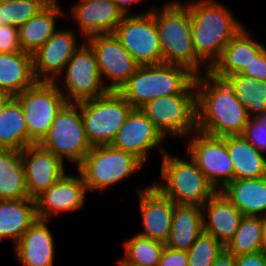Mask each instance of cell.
Instances as JSON below:
<instances>
[{
  "label": "cell",
  "mask_w": 266,
  "mask_h": 266,
  "mask_svg": "<svg viewBox=\"0 0 266 266\" xmlns=\"http://www.w3.org/2000/svg\"><path fill=\"white\" fill-rule=\"evenodd\" d=\"M24 113L29 138L39 144L48 134L57 113L67 103L55 82L36 81L14 96Z\"/></svg>",
  "instance_id": "8fae6325"
},
{
  "label": "cell",
  "mask_w": 266,
  "mask_h": 266,
  "mask_svg": "<svg viewBox=\"0 0 266 266\" xmlns=\"http://www.w3.org/2000/svg\"><path fill=\"white\" fill-rule=\"evenodd\" d=\"M76 172L78 175L65 173L35 199L37 218L49 221L55 214L75 212L84 206L87 188L80 172Z\"/></svg>",
  "instance_id": "e0dca14e"
},
{
  "label": "cell",
  "mask_w": 266,
  "mask_h": 266,
  "mask_svg": "<svg viewBox=\"0 0 266 266\" xmlns=\"http://www.w3.org/2000/svg\"><path fill=\"white\" fill-rule=\"evenodd\" d=\"M262 249L266 252V216H262Z\"/></svg>",
  "instance_id": "f6af8a7d"
},
{
  "label": "cell",
  "mask_w": 266,
  "mask_h": 266,
  "mask_svg": "<svg viewBox=\"0 0 266 266\" xmlns=\"http://www.w3.org/2000/svg\"><path fill=\"white\" fill-rule=\"evenodd\" d=\"M235 266H266V252L258 251L236 256Z\"/></svg>",
  "instance_id": "60d3db41"
},
{
  "label": "cell",
  "mask_w": 266,
  "mask_h": 266,
  "mask_svg": "<svg viewBox=\"0 0 266 266\" xmlns=\"http://www.w3.org/2000/svg\"><path fill=\"white\" fill-rule=\"evenodd\" d=\"M202 215L203 232L212 235L224 247L232 239L243 218V214L220 191L204 203Z\"/></svg>",
  "instance_id": "7402d4cb"
},
{
  "label": "cell",
  "mask_w": 266,
  "mask_h": 266,
  "mask_svg": "<svg viewBox=\"0 0 266 266\" xmlns=\"http://www.w3.org/2000/svg\"><path fill=\"white\" fill-rule=\"evenodd\" d=\"M29 198L21 151L0 149V200Z\"/></svg>",
  "instance_id": "4dcf8cb0"
},
{
  "label": "cell",
  "mask_w": 266,
  "mask_h": 266,
  "mask_svg": "<svg viewBox=\"0 0 266 266\" xmlns=\"http://www.w3.org/2000/svg\"><path fill=\"white\" fill-rule=\"evenodd\" d=\"M73 29H57L54 34L32 54L33 73L36 81L55 82L79 48Z\"/></svg>",
  "instance_id": "2e32d148"
},
{
  "label": "cell",
  "mask_w": 266,
  "mask_h": 266,
  "mask_svg": "<svg viewBox=\"0 0 266 266\" xmlns=\"http://www.w3.org/2000/svg\"><path fill=\"white\" fill-rule=\"evenodd\" d=\"M22 51L19 42V30L10 25L0 26V53Z\"/></svg>",
  "instance_id": "74e56055"
},
{
  "label": "cell",
  "mask_w": 266,
  "mask_h": 266,
  "mask_svg": "<svg viewBox=\"0 0 266 266\" xmlns=\"http://www.w3.org/2000/svg\"><path fill=\"white\" fill-rule=\"evenodd\" d=\"M125 15L113 34L139 65L163 63L153 10Z\"/></svg>",
  "instance_id": "7c38bea8"
},
{
  "label": "cell",
  "mask_w": 266,
  "mask_h": 266,
  "mask_svg": "<svg viewBox=\"0 0 266 266\" xmlns=\"http://www.w3.org/2000/svg\"><path fill=\"white\" fill-rule=\"evenodd\" d=\"M7 1H13V0H0V3H4V2H7Z\"/></svg>",
  "instance_id": "7dc6e473"
},
{
  "label": "cell",
  "mask_w": 266,
  "mask_h": 266,
  "mask_svg": "<svg viewBox=\"0 0 266 266\" xmlns=\"http://www.w3.org/2000/svg\"><path fill=\"white\" fill-rule=\"evenodd\" d=\"M202 232V207L174 203L170 234L165 246L188 251Z\"/></svg>",
  "instance_id": "484cf974"
},
{
  "label": "cell",
  "mask_w": 266,
  "mask_h": 266,
  "mask_svg": "<svg viewBox=\"0 0 266 266\" xmlns=\"http://www.w3.org/2000/svg\"><path fill=\"white\" fill-rule=\"evenodd\" d=\"M188 253L165 246L158 266H188Z\"/></svg>",
  "instance_id": "f35d334b"
},
{
  "label": "cell",
  "mask_w": 266,
  "mask_h": 266,
  "mask_svg": "<svg viewBox=\"0 0 266 266\" xmlns=\"http://www.w3.org/2000/svg\"><path fill=\"white\" fill-rule=\"evenodd\" d=\"M239 98L250 117L266 111V81L257 80L241 73L223 78Z\"/></svg>",
  "instance_id": "1f68e13d"
},
{
  "label": "cell",
  "mask_w": 266,
  "mask_h": 266,
  "mask_svg": "<svg viewBox=\"0 0 266 266\" xmlns=\"http://www.w3.org/2000/svg\"><path fill=\"white\" fill-rule=\"evenodd\" d=\"M225 251V247L212 235L202 232L187 251L188 266H212L215 259Z\"/></svg>",
  "instance_id": "d590c367"
},
{
  "label": "cell",
  "mask_w": 266,
  "mask_h": 266,
  "mask_svg": "<svg viewBox=\"0 0 266 266\" xmlns=\"http://www.w3.org/2000/svg\"><path fill=\"white\" fill-rule=\"evenodd\" d=\"M195 87L197 131L215 137L241 135L250 115L228 83L207 71L195 77Z\"/></svg>",
  "instance_id": "6da1fadb"
},
{
  "label": "cell",
  "mask_w": 266,
  "mask_h": 266,
  "mask_svg": "<svg viewBox=\"0 0 266 266\" xmlns=\"http://www.w3.org/2000/svg\"><path fill=\"white\" fill-rule=\"evenodd\" d=\"M141 211L143 231L139 235L166 244L173 218L174 202L155 185L136 188Z\"/></svg>",
  "instance_id": "d6986e66"
},
{
  "label": "cell",
  "mask_w": 266,
  "mask_h": 266,
  "mask_svg": "<svg viewBox=\"0 0 266 266\" xmlns=\"http://www.w3.org/2000/svg\"><path fill=\"white\" fill-rule=\"evenodd\" d=\"M71 10L85 40L94 35L113 34L125 16L113 0H79Z\"/></svg>",
  "instance_id": "ffe728a7"
},
{
  "label": "cell",
  "mask_w": 266,
  "mask_h": 266,
  "mask_svg": "<svg viewBox=\"0 0 266 266\" xmlns=\"http://www.w3.org/2000/svg\"><path fill=\"white\" fill-rule=\"evenodd\" d=\"M34 144L28 136L21 105L12 97L0 111V149L22 151Z\"/></svg>",
  "instance_id": "f546056e"
},
{
  "label": "cell",
  "mask_w": 266,
  "mask_h": 266,
  "mask_svg": "<svg viewBox=\"0 0 266 266\" xmlns=\"http://www.w3.org/2000/svg\"><path fill=\"white\" fill-rule=\"evenodd\" d=\"M77 104L92 147L111 145L117 131L133 109L118 91H108L101 97Z\"/></svg>",
  "instance_id": "ba28073f"
},
{
  "label": "cell",
  "mask_w": 266,
  "mask_h": 266,
  "mask_svg": "<svg viewBox=\"0 0 266 266\" xmlns=\"http://www.w3.org/2000/svg\"><path fill=\"white\" fill-rule=\"evenodd\" d=\"M86 42L94 50L102 82L109 91H118L140 66L114 34L94 35ZM106 79L109 82H104Z\"/></svg>",
  "instance_id": "5bb4252c"
},
{
  "label": "cell",
  "mask_w": 266,
  "mask_h": 266,
  "mask_svg": "<svg viewBox=\"0 0 266 266\" xmlns=\"http://www.w3.org/2000/svg\"><path fill=\"white\" fill-rule=\"evenodd\" d=\"M140 109L165 138L186 139L197 131L195 80L182 93L158 97Z\"/></svg>",
  "instance_id": "52a82bcc"
},
{
  "label": "cell",
  "mask_w": 266,
  "mask_h": 266,
  "mask_svg": "<svg viewBox=\"0 0 266 266\" xmlns=\"http://www.w3.org/2000/svg\"><path fill=\"white\" fill-rule=\"evenodd\" d=\"M115 4L123 11L125 15H129L131 5L141 2L142 0H113Z\"/></svg>",
  "instance_id": "7bdbcfd3"
},
{
  "label": "cell",
  "mask_w": 266,
  "mask_h": 266,
  "mask_svg": "<svg viewBox=\"0 0 266 266\" xmlns=\"http://www.w3.org/2000/svg\"><path fill=\"white\" fill-rule=\"evenodd\" d=\"M163 63L181 65L196 75V53L193 47L188 8L177 0L153 10Z\"/></svg>",
  "instance_id": "5b68a950"
},
{
  "label": "cell",
  "mask_w": 266,
  "mask_h": 266,
  "mask_svg": "<svg viewBox=\"0 0 266 266\" xmlns=\"http://www.w3.org/2000/svg\"><path fill=\"white\" fill-rule=\"evenodd\" d=\"M37 219L34 199L0 200V241L9 238L15 245Z\"/></svg>",
  "instance_id": "4316f807"
},
{
  "label": "cell",
  "mask_w": 266,
  "mask_h": 266,
  "mask_svg": "<svg viewBox=\"0 0 266 266\" xmlns=\"http://www.w3.org/2000/svg\"><path fill=\"white\" fill-rule=\"evenodd\" d=\"M185 6L190 16L197 76L209 71L218 61L243 23L231 14L227 6L216 0H192Z\"/></svg>",
  "instance_id": "7a4b0ae2"
},
{
  "label": "cell",
  "mask_w": 266,
  "mask_h": 266,
  "mask_svg": "<svg viewBox=\"0 0 266 266\" xmlns=\"http://www.w3.org/2000/svg\"><path fill=\"white\" fill-rule=\"evenodd\" d=\"M145 164L129 152L111 145L93 146L77 167L88 192L103 193L110 186L138 173Z\"/></svg>",
  "instance_id": "8992f818"
},
{
  "label": "cell",
  "mask_w": 266,
  "mask_h": 266,
  "mask_svg": "<svg viewBox=\"0 0 266 266\" xmlns=\"http://www.w3.org/2000/svg\"><path fill=\"white\" fill-rule=\"evenodd\" d=\"M61 76L63 81L61 77L55 83L67 103L77 104L92 100L109 91L102 82L94 50L86 41H83L68 60Z\"/></svg>",
  "instance_id": "30bf717a"
},
{
  "label": "cell",
  "mask_w": 266,
  "mask_h": 266,
  "mask_svg": "<svg viewBox=\"0 0 266 266\" xmlns=\"http://www.w3.org/2000/svg\"><path fill=\"white\" fill-rule=\"evenodd\" d=\"M195 77L181 65H140L118 92L133 108H141L158 97L182 93Z\"/></svg>",
  "instance_id": "3957f363"
},
{
  "label": "cell",
  "mask_w": 266,
  "mask_h": 266,
  "mask_svg": "<svg viewBox=\"0 0 266 266\" xmlns=\"http://www.w3.org/2000/svg\"><path fill=\"white\" fill-rule=\"evenodd\" d=\"M226 145L234 168V179L266 177V157L242 135L226 136Z\"/></svg>",
  "instance_id": "f1b7e54d"
},
{
  "label": "cell",
  "mask_w": 266,
  "mask_h": 266,
  "mask_svg": "<svg viewBox=\"0 0 266 266\" xmlns=\"http://www.w3.org/2000/svg\"><path fill=\"white\" fill-rule=\"evenodd\" d=\"M164 139L146 114L140 108H133L111 146L133 154L145 164L150 150L158 148L162 155L167 151L162 144Z\"/></svg>",
  "instance_id": "9a60e30c"
},
{
  "label": "cell",
  "mask_w": 266,
  "mask_h": 266,
  "mask_svg": "<svg viewBox=\"0 0 266 266\" xmlns=\"http://www.w3.org/2000/svg\"><path fill=\"white\" fill-rule=\"evenodd\" d=\"M220 192L243 216H266V177L234 179Z\"/></svg>",
  "instance_id": "cb8c5ba5"
},
{
  "label": "cell",
  "mask_w": 266,
  "mask_h": 266,
  "mask_svg": "<svg viewBox=\"0 0 266 266\" xmlns=\"http://www.w3.org/2000/svg\"><path fill=\"white\" fill-rule=\"evenodd\" d=\"M65 15L59 0H52L38 14L21 25L18 30L22 51L33 54L57 30V18L60 16L67 18Z\"/></svg>",
  "instance_id": "d4e9b609"
},
{
  "label": "cell",
  "mask_w": 266,
  "mask_h": 266,
  "mask_svg": "<svg viewBox=\"0 0 266 266\" xmlns=\"http://www.w3.org/2000/svg\"><path fill=\"white\" fill-rule=\"evenodd\" d=\"M225 251L235 257L263 251L262 217L243 216L237 231L225 246Z\"/></svg>",
  "instance_id": "836d02e7"
},
{
  "label": "cell",
  "mask_w": 266,
  "mask_h": 266,
  "mask_svg": "<svg viewBox=\"0 0 266 266\" xmlns=\"http://www.w3.org/2000/svg\"><path fill=\"white\" fill-rule=\"evenodd\" d=\"M264 44L255 41L245 26L230 40L221 57L209 70L215 77L241 73L264 49Z\"/></svg>",
  "instance_id": "603a6c76"
},
{
  "label": "cell",
  "mask_w": 266,
  "mask_h": 266,
  "mask_svg": "<svg viewBox=\"0 0 266 266\" xmlns=\"http://www.w3.org/2000/svg\"><path fill=\"white\" fill-rule=\"evenodd\" d=\"M212 266H235V256L224 251L215 259Z\"/></svg>",
  "instance_id": "b9f144b4"
},
{
  "label": "cell",
  "mask_w": 266,
  "mask_h": 266,
  "mask_svg": "<svg viewBox=\"0 0 266 266\" xmlns=\"http://www.w3.org/2000/svg\"><path fill=\"white\" fill-rule=\"evenodd\" d=\"M12 96L5 90L0 89V111L4 108V106L9 102Z\"/></svg>",
  "instance_id": "ee69618b"
},
{
  "label": "cell",
  "mask_w": 266,
  "mask_h": 266,
  "mask_svg": "<svg viewBox=\"0 0 266 266\" xmlns=\"http://www.w3.org/2000/svg\"><path fill=\"white\" fill-rule=\"evenodd\" d=\"M241 135L257 150L266 152V127L256 117H250Z\"/></svg>",
  "instance_id": "8d00e7d4"
},
{
  "label": "cell",
  "mask_w": 266,
  "mask_h": 266,
  "mask_svg": "<svg viewBox=\"0 0 266 266\" xmlns=\"http://www.w3.org/2000/svg\"><path fill=\"white\" fill-rule=\"evenodd\" d=\"M35 82L32 54L24 51L0 53V89L14 97Z\"/></svg>",
  "instance_id": "83f0119b"
},
{
  "label": "cell",
  "mask_w": 266,
  "mask_h": 266,
  "mask_svg": "<svg viewBox=\"0 0 266 266\" xmlns=\"http://www.w3.org/2000/svg\"><path fill=\"white\" fill-rule=\"evenodd\" d=\"M191 136V137H190ZM187 137L185 152L195 161L208 181L217 191L234 180V168L227 151L226 136L215 137L193 132Z\"/></svg>",
  "instance_id": "4fadbf2b"
},
{
  "label": "cell",
  "mask_w": 266,
  "mask_h": 266,
  "mask_svg": "<svg viewBox=\"0 0 266 266\" xmlns=\"http://www.w3.org/2000/svg\"><path fill=\"white\" fill-rule=\"evenodd\" d=\"M47 222L38 218L15 244L14 255L22 266H54L55 240Z\"/></svg>",
  "instance_id": "44dd1931"
},
{
  "label": "cell",
  "mask_w": 266,
  "mask_h": 266,
  "mask_svg": "<svg viewBox=\"0 0 266 266\" xmlns=\"http://www.w3.org/2000/svg\"><path fill=\"white\" fill-rule=\"evenodd\" d=\"M21 157L27 193L34 200L66 173L65 162L39 144L24 148Z\"/></svg>",
  "instance_id": "ac0fdd59"
},
{
  "label": "cell",
  "mask_w": 266,
  "mask_h": 266,
  "mask_svg": "<svg viewBox=\"0 0 266 266\" xmlns=\"http://www.w3.org/2000/svg\"><path fill=\"white\" fill-rule=\"evenodd\" d=\"M124 257L118 266H158L165 244L135 233L124 242Z\"/></svg>",
  "instance_id": "d6a6232c"
},
{
  "label": "cell",
  "mask_w": 266,
  "mask_h": 266,
  "mask_svg": "<svg viewBox=\"0 0 266 266\" xmlns=\"http://www.w3.org/2000/svg\"><path fill=\"white\" fill-rule=\"evenodd\" d=\"M256 118L260 121L262 125L266 127V111L256 116Z\"/></svg>",
  "instance_id": "bcb514c9"
},
{
  "label": "cell",
  "mask_w": 266,
  "mask_h": 266,
  "mask_svg": "<svg viewBox=\"0 0 266 266\" xmlns=\"http://www.w3.org/2000/svg\"><path fill=\"white\" fill-rule=\"evenodd\" d=\"M52 0H13L0 3V21L19 28L38 14Z\"/></svg>",
  "instance_id": "e575fe53"
},
{
  "label": "cell",
  "mask_w": 266,
  "mask_h": 266,
  "mask_svg": "<svg viewBox=\"0 0 266 266\" xmlns=\"http://www.w3.org/2000/svg\"><path fill=\"white\" fill-rule=\"evenodd\" d=\"M39 145L65 162L79 166L92 148L89 143L78 104L66 103L57 113L48 134Z\"/></svg>",
  "instance_id": "9c48e42d"
},
{
  "label": "cell",
  "mask_w": 266,
  "mask_h": 266,
  "mask_svg": "<svg viewBox=\"0 0 266 266\" xmlns=\"http://www.w3.org/2000/svg\"><path fill=\"white\" fill-rule=\"evenodd\" d=\"M241 74L266 81V48L241 71Z\"/></svg>",
  "instance_id": "ab89813d"
},
{
  "label": "cell",
  "mask_w": 266,
  "mask_h": 266,
  "mask_svg": "<svg viewBox=\"0 0 266 266\" xmlns=\"http://www.w3.org/2000/svg\"><path fill=\"white\" fill-rule=\"evenodd\" d=\"M185 155L179 158L166 151L160 168L162 183L157 181L153 185L174 203L202 207L217 190L187 152Z\"/></svg>",
  "instance_id": "277c9868"
}]
</instances>
